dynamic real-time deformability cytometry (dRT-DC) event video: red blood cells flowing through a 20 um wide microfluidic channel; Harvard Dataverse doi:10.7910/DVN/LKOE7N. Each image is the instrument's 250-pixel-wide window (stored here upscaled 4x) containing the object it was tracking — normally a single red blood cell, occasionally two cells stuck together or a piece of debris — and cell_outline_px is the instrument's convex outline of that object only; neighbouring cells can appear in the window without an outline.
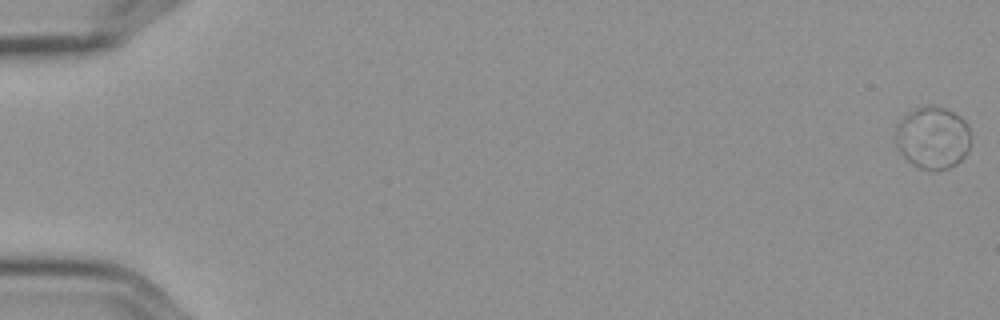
{"species": "Egyptian fruit bat (a non-hibernating species)", "species_latin": "Rousettus aegyptiacus", "temperature_condition": "cold", "stored_images_in_passage": 6, "camera_frame_rate_fps": 3000, "um_per_image_px": 0.085, "frame": {"image": 1, "passage_image": 1, "time_ms": 0.0, "image_size_px": [1000, 320], "cell_outline_px": [[968, 152], [956, 164], [948, 168], [936, 172], [932, 172], [920, 168], [912, 164], [896, 148], [896, 124], [904, 116], [916, 108], [944, 108], [960, 116], [968, 124]], "centroid_in_image_um": [79.26, 11.76], "position_along_channel_um": 5.7, "area_um2": 26.99}}
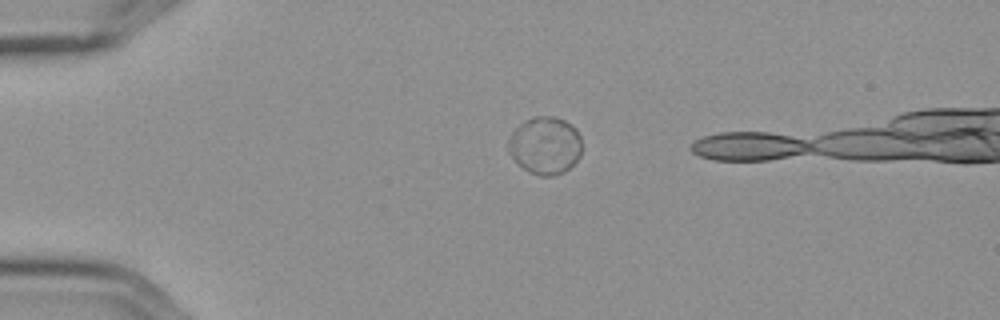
{"frame": {"image": 2, "passage_image": 5, "time_ms": 1.333, "image_size_px": [1000, 320], "cell_outline_px": [[580, 156], [564, 172], [556, 176], [540, 176], [528, 172], [508, 152], [508, 140], [512, 132], [520, 124], [532, 116], [552, 116], [564, 120], [572, 124], [576, 128], [580, 136]], "centroid_in_image_um": [46.33, 12.36], "position_along_channel_um": 38.7, "area_um2": 24.62}}